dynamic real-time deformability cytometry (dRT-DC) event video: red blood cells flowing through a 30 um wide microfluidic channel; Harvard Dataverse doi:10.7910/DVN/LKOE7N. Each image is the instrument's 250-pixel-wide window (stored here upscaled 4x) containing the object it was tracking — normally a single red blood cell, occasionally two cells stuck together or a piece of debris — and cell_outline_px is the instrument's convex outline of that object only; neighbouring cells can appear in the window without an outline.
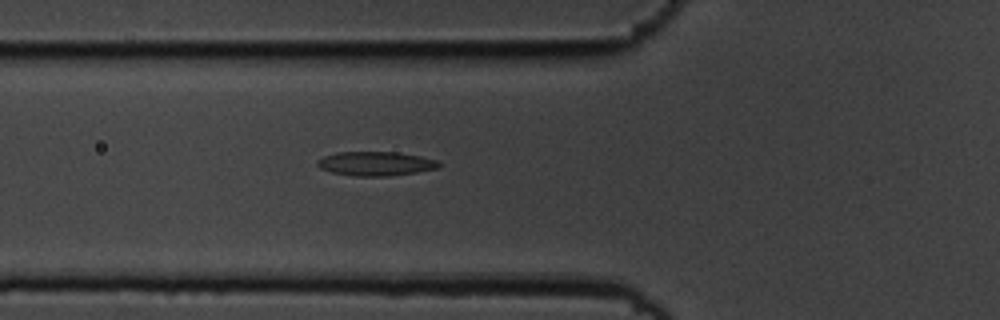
{"species": "common noctule bat (a hibernating species)", "species_latin": "Nyctalus noctula", "temperature_condition": "cold", "stored_images_in_passage": 6, "camera_frame_rate_fps": 3000, "um_per_image_px": 0.085, "animal": {"sex": "male", "body_mass_g": 19.5, "forearm_length_mm": 54.6}, "frame": {"image": 1, "passage_image": 6, "time_ms": 1.667, "image_size_px": [1000, 320], "cell_outline_px": [[444, 164], [440, 168], [392, 176], [352, 176], [332, 172], [320, 168], [316, 164], [316, 160], [324, 156], [336, 152], [396, 152], [420, 156], [436, 160]], "centroid_in_image_um": [31.95, 13.91], "position_along_channel_um": 93.8, "area_um2": 17.28}}